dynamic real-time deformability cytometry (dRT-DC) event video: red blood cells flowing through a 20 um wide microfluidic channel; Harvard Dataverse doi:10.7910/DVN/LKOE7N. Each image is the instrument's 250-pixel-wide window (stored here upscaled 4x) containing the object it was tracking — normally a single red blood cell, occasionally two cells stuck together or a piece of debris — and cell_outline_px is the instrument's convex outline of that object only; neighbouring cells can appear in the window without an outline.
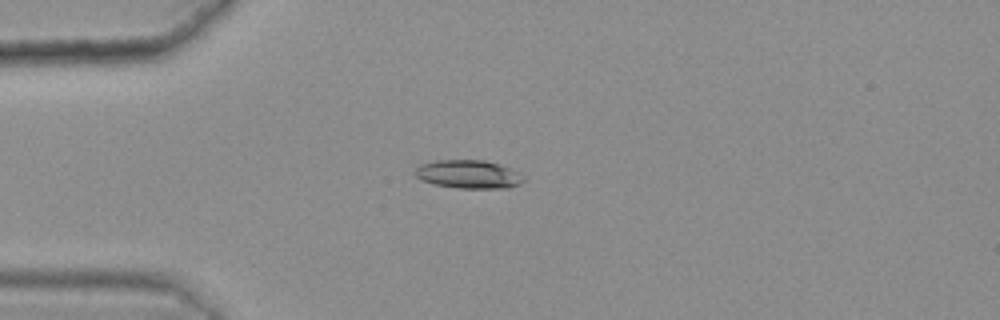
{"species": "common noctule bat (a hibernating species)", "species_latin": "Nyctalus noctula", "temperature_condition": "warm", "stored_images_in_passage": 35, "camera_frame_rate_fps": 3000, "um_per_image_px": 0.085, "animal": {"sex": "female", "body_mass_g": 25.1}, "frame": {"image": 1, "passage_image": 1, "time_ms": 0.0, "image_size_px": [1000, 320], "cell_outline_px": [[524, 180], [520, 184], [508, 188], [456, 188], [432, 184], [420, 180], [412, 172], [420, 164], [436, 160], [484, 160], [500, 164], [516, 172]], "centroid_in_image_um": [39.74, 14.81], "position_along_channel_um": 45.3, "area_um2": 17.98}}
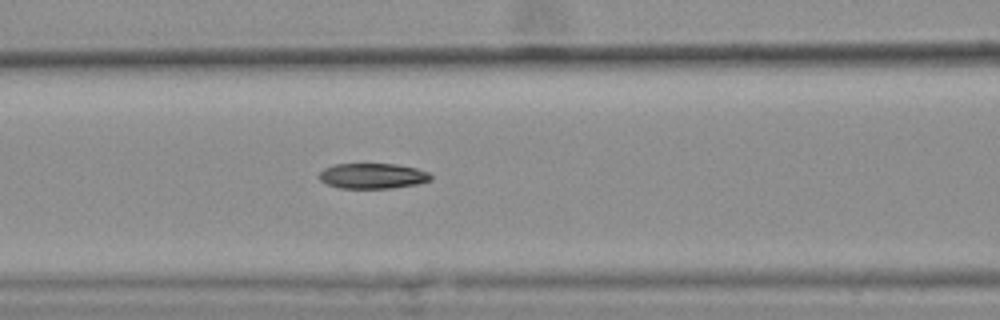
{"frame": {"image": 2, "passage_image": 10, "time_ms": 3.0, "image_size_px": [1000, 320], "cell_outline_px": [[432, 180], [416, 184], [388, 188], [340, 188], [328, 184], [320, 180], [320, 172], [324, 168], [332, 164], [396, 164], [416, 168], [428, 172], [432, 176]], "centroid_in_image_um": [31.68, 14.94], "position_along_channel_um": 134.9, "area_um2": 16.42}}
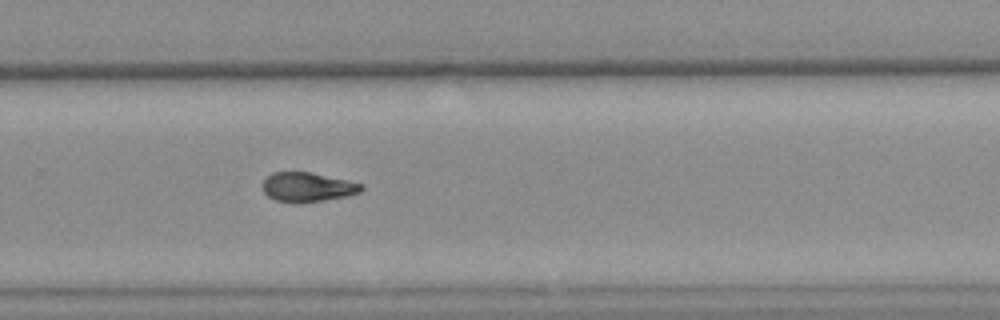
{"frame": {"image": 3, "passage_image": 24, "time_ms": 7.667, "image_size_px": [1000, 320], "cell_outline_px": [[364, 188], [360, 192], [348, 196], [300, 204], [292, 204], [276, 200], [268, 196], [264, 192], [264, 180], [272, 172], [312, 172], [364, 184]], "centroid_in_image_um": [26.16, 15.92], "position_along_channel_um": 303.6, "area_um2": 17.11}, "authors_computed_cell_mechanics": {"area_um2": 17.4556, "velocity_mm_per_s": 3.6215, "shape_relaxation_time_tau1_ms": 10.4956, "shape_relaxation_time_tau2_ms": 4.83, "deformation_change_tau1": 0.2379, "deformation_change_tau2": 0.0989}}